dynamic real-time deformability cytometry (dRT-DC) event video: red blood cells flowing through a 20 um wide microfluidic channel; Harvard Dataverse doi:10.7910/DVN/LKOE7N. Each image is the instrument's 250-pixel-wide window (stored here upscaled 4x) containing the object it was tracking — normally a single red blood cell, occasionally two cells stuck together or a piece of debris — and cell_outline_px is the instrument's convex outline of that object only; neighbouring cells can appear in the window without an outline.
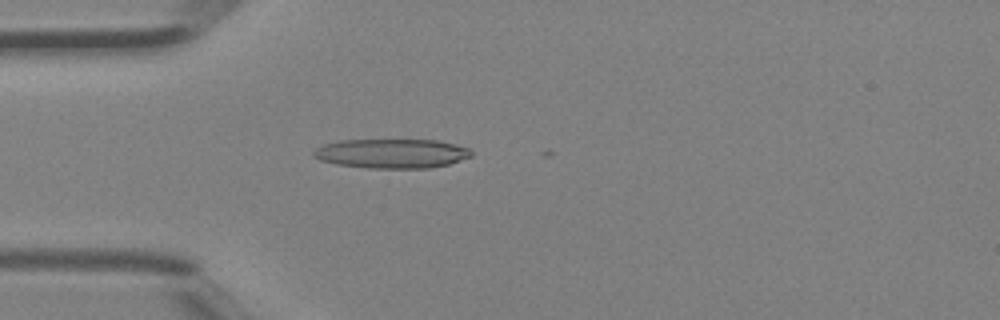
{"species": "Egyptian fruit bat (a non-hibernating species)", "species_latin": "Rousettus aegyptiacus", "temperature_condition": "room temperature", "stored_images_in_passage": 3, "camera_frame_rate_fps": 3000, "um_per_image_px": 0.085, "animal": {"sex": "female"}, "frame": {"image": 1, "passage_image": 2, "time_ms": 0.333, "image_size_px": [1000, 320], "cell_outline_px": [[472, 156], [448, 164], [432, 168], [368, 168], [336, 164], [320, 160], [312, 156], [312, 152], [316, 148], [324, 144], [340, 140], [440, 140], [456, 144], [468, 148], [472, 152]], "centroid_in_image_um": [33.29, 13.04], "position_along_channel_um": 51.7, "area_um2": 27.11}}